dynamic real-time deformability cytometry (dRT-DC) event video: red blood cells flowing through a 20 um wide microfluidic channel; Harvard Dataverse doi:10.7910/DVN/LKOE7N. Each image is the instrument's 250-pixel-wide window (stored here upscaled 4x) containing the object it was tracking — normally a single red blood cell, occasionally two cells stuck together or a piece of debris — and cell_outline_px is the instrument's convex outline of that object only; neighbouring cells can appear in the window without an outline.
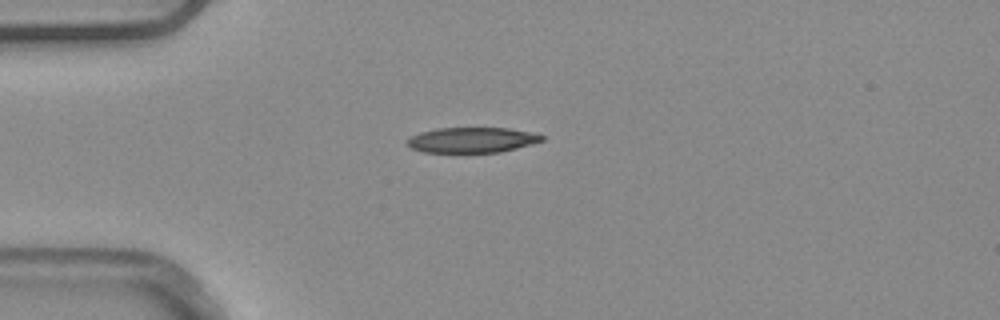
{"species": "common noctule bat (a hibernating species)", "species_latin": "Nyctalus noctula", "temperature_condition": "warm", "stored_images_in_passage": 6, "camera_frame_rate_fps": 3000, "um_per_image_px": 0.085, "animal": {"sex": "male", "body_mass_g": 20.4}, "frame": {"image": 1, "passage_image": 4, "time_ms": 1.0, "image_size_px": [1000, 320], "cell_outline_px": [[544, 140], [532, 144], [500, 152], [424, 152], [412, 148], [408, 144], [408, 140], [412, 136], [420, 132], [436, 128], [508, 128], [528, 132], [544, 136]], "centroid_in_image_um": [40.12, 11.89], "position_along_channel_um": 44.9, "area_um2": 19.59}}